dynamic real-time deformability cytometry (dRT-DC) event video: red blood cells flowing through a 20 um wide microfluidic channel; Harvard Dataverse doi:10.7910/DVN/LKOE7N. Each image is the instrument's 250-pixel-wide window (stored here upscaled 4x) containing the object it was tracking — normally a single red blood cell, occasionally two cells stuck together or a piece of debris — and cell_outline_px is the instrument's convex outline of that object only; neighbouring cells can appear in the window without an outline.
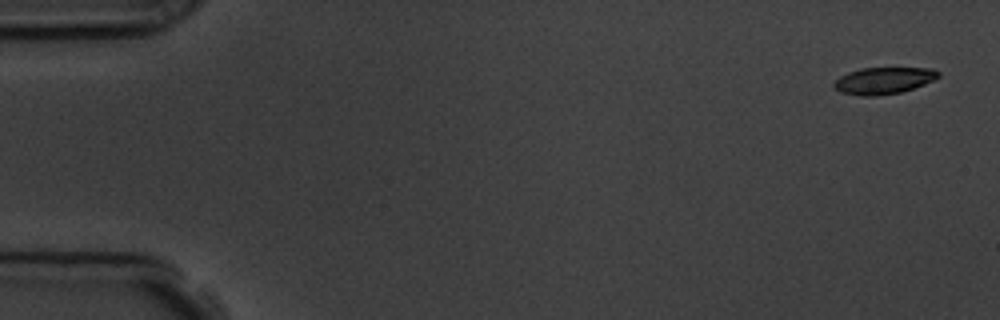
{"species": "common noctule bat (a hibernating species)", "species_latin": "Nyctalus noctula", "temperature_condition": "room temperature", "stored_images_in_passage": 4, "camera_frame_rate_fps": 3000, "um_per_image_px": 0.085, "animal": {"sex": "male", "body_mass_g": 19.5, "forearm_length_mm": 54.6}, "frame": {"image": 1, "passage_image": 1, "time_ms": 0.0, "image_size_px": [1000, 320], "cell_outline_px": [[940, 76], [924, 84], [900, 92], [876, 96], [860, 96], [840, 92], [832, 84], [840, 76], [848, 72], [860, 68], [932, 68], [940, 72]], "centroid_in_image_um": [75.09, 6.84], "position_along_channel_um": 9.9, "area_um2": 16.18}}